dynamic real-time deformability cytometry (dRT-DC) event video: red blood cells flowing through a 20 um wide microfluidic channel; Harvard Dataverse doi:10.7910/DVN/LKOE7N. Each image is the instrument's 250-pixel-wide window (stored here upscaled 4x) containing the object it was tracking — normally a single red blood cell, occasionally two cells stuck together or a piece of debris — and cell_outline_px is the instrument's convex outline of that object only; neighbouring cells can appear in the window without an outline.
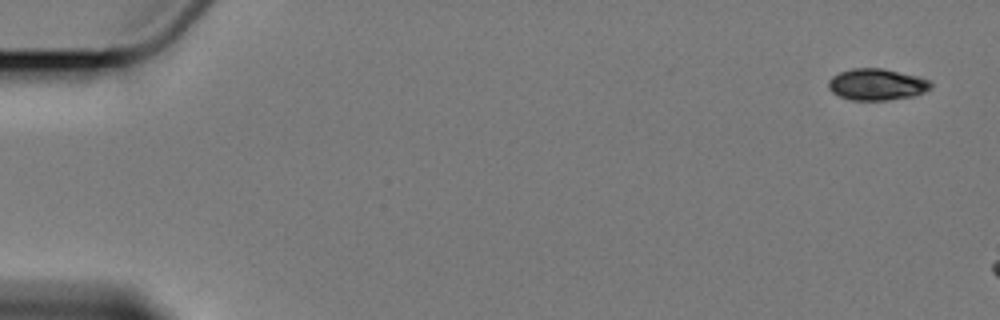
{"species": "Egyptian fruit bat (a non-hibernating species)", "species_latin": "Rousettus aegyptiacus", "temperature_condition": "cold", "stored_images_in_passage": 4, "camera_frame_rate_fps": 3000, "um_per_image_px": 0.085, "animal": {"sex": "female"}, "frame": {"image": 1, "passage_image": 1, "time_ms": 0.0, "image_size_px": [1000, 320], "cell_outline_px": [[932, 88], [924, 92], [912, 96], [888, 100], [852, 100], [840, 96], [832, 92], [828, 88], [828, 80], [832, 76], [840, 72], [852, 68], [880, 68], [916, 76], [932, 80]], "centroid_in_image_um": [74.53, 7.18], "position_along_channel_um": 10.5, "area_um2": 18.79}}